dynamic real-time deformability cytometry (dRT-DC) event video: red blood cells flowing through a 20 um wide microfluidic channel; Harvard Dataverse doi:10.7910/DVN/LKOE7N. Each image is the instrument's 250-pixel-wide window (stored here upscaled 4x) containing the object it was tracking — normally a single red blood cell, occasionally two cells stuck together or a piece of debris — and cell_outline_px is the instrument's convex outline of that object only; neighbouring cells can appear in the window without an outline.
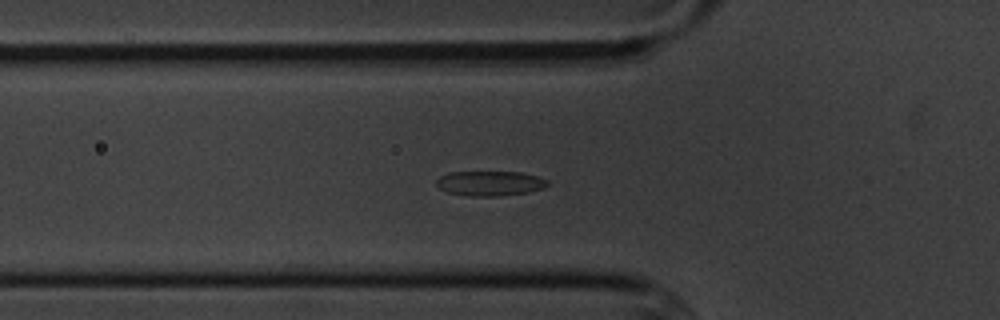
{"species": "common noctule bat (a hibernating species)", "species_latin": "Nyctalus noctula", "temperature_condition": "cold", "stored_images_in_passage": 52, "camera_frame_rate_fps": 3000, "um_per_image_px": 0.085, "animal": {"sex": "male", "body_mass_g": 20.1, "forearm_length_mm": 53.5}, "frame": {"image": 1, "passage_image": 13, "time_ms": 4.0, "image_size_px": [1000, 320], "cell_outline_px": [[548, 184], [544, 188], [528, 192], [500, 196], [468, 196], [448, 192], [440, 188], [436, 184], [436, 180], [440, 176], [448, 172], [520, 172], [536, 176], [548, 180]], "centroid_in_image_um": [41.64, 15.58], "position_along_channel_um": 84.2, "area_um2": 16.07}}
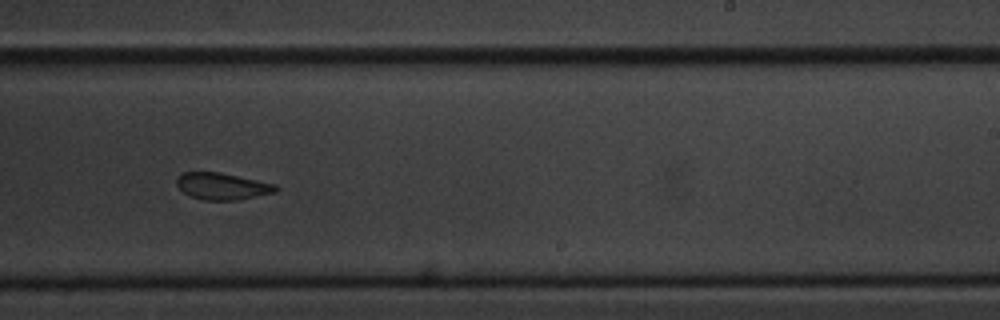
{"frame": {"image": 2, "passage_image": 29, "time_ms": 9.333, "image_size_px": [1000, 320], "cell_outline_px": [[280, 188], [276, 192], [236, 200], [204, 200], [192, 196], [184, 192], [176, 184], [176, 180], [184, 172], [220, 172], [276, 184]], "centroid_in_image_um": [18.93, 15.82], "position_along_channel_um": 270.1, "area_um2": 15.32}}
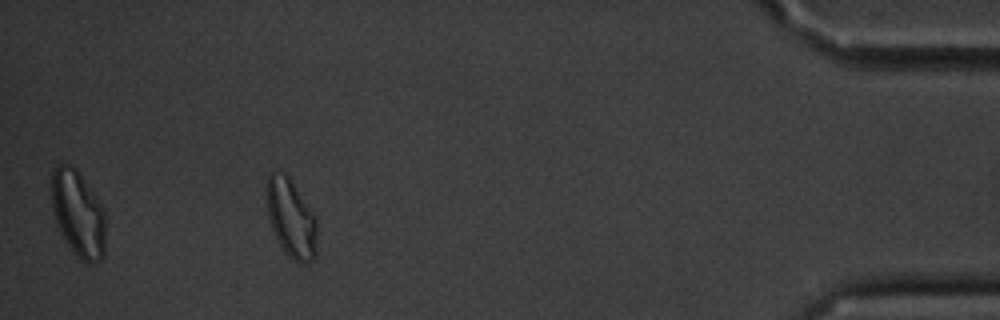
{"frame": {"image": 3, "passage_image": 46, "time_ms": 15.0, "image_size_px": [1000, 320], "cell_outline_px": [[316, 256], [308, 264], [300, 264], [292, 260], [284, 252], [272, 228], [268, 216], [268, 176], [272, 172], [288, 176], [316, 220]], "centroid_in_image_um": [24.76, 18.67], "position_along_channel_um": 410.4, "area_um2": 22.25}, "authors_computed_cell_mechanics": {"area_um2": 17.1955, "velocity_mm_per_s": 3.4743, "shape_relaxation_time_tau1_ms": 5.0009, "shape_relaxation_time_tau2_ms": 3.7509, "deformation_change_tau1": 0.0963, "deformation_change_tau2": 0.1088}}